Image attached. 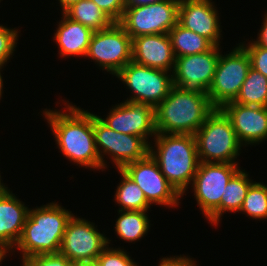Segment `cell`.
<instances>
[{
	"instance_id": "obj_1",
	"label": "cell",
	"mask_w": 267,
	"mask_h": 266,
	"mask_svg": "<svg viewBox=\"0 0 267 266\" xmlns=\"http://www.w3.org/2000/svg\"><path fill=\"white\" fill-rule=\"evenodd\" d=\"M70 104L65 103L68 113L43 110L56 144L62 154L74 164L102 170L93 130V113Z\"/></svg>"
},
{
	"instance_id": "obj_2",
	"label": "cell",
	"mask_w": 267,
	"mask_h": 266,
	"mask_svg": "<svg viewBox=\"0 0 267 266\" xmlns=\"http://www.w3.org/2000/svg\"><path fill=\"white\" fill-rule=\"evenodd\" d=\"M214 109L207 94L174 85L155 108L156 132L195 135Z\"/></svg>"
},
{
	"instance_id": "obj_3",
	"label": "cell",
	"mask_w": 267,
	"mask_h": 266,
	"mask_svg": "<svg viewBox=\"0 0 267 266\" xmlns=\"http://www.w3.org/2000/svg\"><path fill=\"white\" fill-rule=\"evenodd\" d=\"M154 142L156 148L150 145V155L157 161L168 182L183 197L200 163L195 136L157 133Z\"/></svg>"
},
{
	"instance_id": "obj_4",
	"label": "cell",
	"mask_w": 267,
	"mask_h": 266,
	"mask_svg": "<svg viewBox=\"0 0 267 266\" xmlns=\"http://www.w3.org/2000/svg\"><path fill=\"white\" fill-rule=\"evenodd\" d=\"M72 215L57 202L29 209L21 237L14 248L22 253V260L37 254L59 252Z\"/></svg>"
},
{
	"instance_id": "obj_5",
	"label": "cell",
	"mask_w": 267,
	"mask_h": 266,
	"mask_svg": "<svg viewBox=\"0 0 267 266\" xmlns=\"http://www.w3.org/2000/svg\"><path fill=\"white\" fill-rule=\"evenodd\" d=\"M200 162L236 163L243 146L224 112L215 108L196 131Z\"/></svg>"
},
{
	"instance_id": "obj_6",
	"label": "cell",
	"mask_w": 267,
	"mask_h": 266,
	"mask_svg": "<svg viewBox=\"0 0 267 266\" xmlns=\"http://www.w3.org/2000/svg\"><path fill=\"white\" fill-rule=\"evenodd\" d=\"M239 163L200 162L192 180L194 197L203 215L215 226L221 218V198Z\"/></svg>"
},
{
	"instance_id": "obj_7",
	"label": "cell",
	"mask_w": 267,
	"mask_h": 266,
	"mask_svg": "<svg viewBox=\"0 0 267 266\" xmlns=\"http://www.w3.org/2000/svg\"><path fill=\"white\" fill-rule=\"evenodd\" d=\"M130 61L115 76L134 93L125 101L156 108L170 93L173 74Z\"/></svg>"
},
{
	"instance_id": "obj_8",
	"label": "cell",
	"mask_w": 267,
	"mask_h": 266,
	"mask_svg": "<svg viewBox=\"0 0 267 266\" xmlns=\"http://www.w3.org/2000/svg\"><path fill=\"white\" fill-rule=\"evenodd\" d=\"M180 0H162L157 3L125 7L118 22L131 37L153 34H168L178 23Z\"/></svg>"
},
{
	"instance_id": "obj_9",
	"label": "cell",
	"mask_w": 267,
	"mask_h": 266,
	"mask_svg": "<svg viewBox=\"0 0 267 266\" xmlns=\"http://www.w3.org/2000/svg\"><path fill=\"white\" fill-rule=\"evenodd\" d=\"M250 67L249 55L241 45L229 54H220L212 84L207 91L214 108H221L237 98Z\"/></svg>"
},
{
	"instance_id": "obj_10",
	"label": "cell",
	"mask_w": 267,
	"mask_h": 266,
	"mask_svg": "<svg viewBox=\"0 0 267 266\" xmlns=\"http://www.w3.org/2000/svg\"><path fill=\"white\" fill-rule=\"evenodd\" d=\"M93 130L102 169L107 168L104 159L106 154L111 156L117 170L149 154L150 145L143 138L116 132L104 124L95 114H93Z\"/></svg>"
},
{
	"instance_id": "obj_11",
	"label": "cell",
	"mask_w": 267,
	"mask_h": 266,
	"mask_svg": "<svg viewBox=\"0 0 267 266\" xmlns=\"http://www.w3.org/2000/svg\"><path fill=\"white\" fill-rule=\"evenodd\" d=\"M85 57L115 76L132 61V38L118 22H114L107 29L94 31Z\"/></svg>"
},
{
	"instance_id": "obj_12",
	"label": "cell",
	"mask_w": 267,
	"mask_h": 266,
	"mask_svg": "<svg viewBox=\"0 0 267 266\" xmlns=\"http://www.w3.org/2000/svg\"><path fill=\"white\" fill-rule=\"evenodd\" d=\"M144 192L147 201L152 205L176 207L182 197L168 182L160 171L157 161L150 153L121 169Z\"/></svg>"
},
{
	"instance_id": "obj_13",
	"label": "cell",
	"mask_w": 267,
	"mask_h": 266,
	"mask_svg": "<svg viewBox=\"0 0 267 266\" xmlns=\"http://www.w3.org/2000/svg\"><path fill=\"white\" fill-rule=\"evenodd\" d=\"M94 225L73 214L66 225L59 252L70 261L97 259L111 240L98 232Z\"/></svg>"
},
{
	"instance_id": "obj_14",
	"label": "cell",
	"mask_w": 267,
	"mask_h": 266,
	"mask_svg": "<svg viewBox=\"0 0 267 266\" xmlns=\"http://www.w3.org/2000/svg\"><path fill=\"white\" fill-rule=\"evenodd\" d=\"M219 46L211 50L189 56L176 57L173 83L185 90L207 94L220 56Z\"/></svg>"
},
{
	"instance_id": "obj_15",
	"label": "cell",
	"mask_w": 267,
	"mask_h": 266,
	"mask_svg": "<svg viewBox=\"0 0 267 266\" xmlns=\"http://www.w3.org/2000/svg\"><path fill=\"white\" fill-rule=\"evenodd\" d=\"M100 120L116 132L135 135L143 138L149 145V136H156L155 108L146 104L124 101L110 110Z\"/></svg>"
},
{
	"instance_id": "obj_16",
	"label": "cell",
	"mask_w": 267,
	"mask_h": 266,
	"mask_svg": "<svg viewBox=\"0 0 267 266\" xmlns=\"http://www.w3.org/2000/svg\"><path fill=\"white\" fill-rule=\"evenodd\" d=\"M220 109L230 120L242 145L259 144L267 139V107L243 105L232 101Z\"/></svg>"
},
{
	"instance_id": "obj_17",
	"label": "cell",
	"mask_w": 267,
	"mask_h": 266,
	"mask_svg": "<svg viewBox=\"0 0 267 266\" xmlns=\"http://www.w3.org/2000/svg\"><path fill=\"white\" fill-rule=\"evenodd\" d=\"M212 0H180L178 23L220 46L221 32L218 10Z\"/></svg>"
},
{
	"instance_id": "obj_18",
	"label": "cell",
	"mask_w": 267,
	"mask_h": 266,
	"mask_svg": "<svg viewBox=\"0 0 267 266\" xmlns=\"http://www.w3.org/2000/svg\"><path fill=\"white\" fill-rule=\"evenodd\" d=\"M175 60L168 34L132 38V61L135 63L173 73Z\"/></svg>"
},
{
	"instance_id": "obj_19",
	"label": "cell",
	"mask_w": 267,
	"mask_h": 266,
	"mask_svg": "<svg viewBox=\"0 0 267 266\" xmlns=\"http://www.w3.org/2000/svg\"><path fill=\"white\" fill-rule=\"evenodd\" d=\"M28 210L8 187L0 194V248L7 253L21 237Z\"/></svg>"
},
{
	"instance_id": "obj_20",
	"label": "cell",
	"mask_w": 267,
	"mask_h": 266,
	"mask_svg": "<svg viewBox=\"0 0 267 266\" xmlns=\"http://www.w3.org/2000/svg\"><path fill=\"white\" fill-rule=\"evenodd\" d=\"M54 39L59 46L61 57L86 56L94 31L83 24L73 21L62 13Z\"/></svg>"
},
{
	"instance_id": "obj_21",
	"label": "cell",
	"mask_w": 267,
	"mask_h": 266,
	"mask_svg": "<svg viewBox=\"0 0 267 266\" xmlns=\"http://www.w3.org/2000/svg\"><path fill=\"white\" fill-rule=\"evenodd\" d=\"M168 35L175 57L207 52L215 46L207 38L182 27L179 23L171 28Z\"/></svg>"
},
{
	"instance_id": "obj_22",
	"label": "cell",
	"mask_w": 267,
	"mask_h": 266,
	"mask_svg": "<svg viewBox=\"0 0 267 266\" xmlns=\"http://www.w3.org/2000/svg\"><path fill=\"white\" fill-rule=\"evenodd\" d=\"M63 13L71 20L79 22L93 31L107 29L114 23L92 0H80Z\"/></svg>"
},
{
	"instance_id": "obj_23",
	"label": "cell",
	"mask_w": 267,
	"mask_h": 266,
	"mask_svg": "<svg viewBox=\"0 0 267 266\" xmlns=\"http://www.w3.org/2000/svg\"><path fill=\"white\" fill-rule=\"evenodd\" d=\"M147 211L118 210L120 216L115 225V232L126 242L140 240L150 229Z\"/></svg>"
},
{
	"instance_id": "obj_24",
	"label": "cell",
	"mask_w": 267,
	"mask_h": 266,
	"mask_svg": "<svg viewBox=\"0 0 267 266\" xmlns=\"http://www.w3.org/2000/svg\"><path fill=\"white\" fill-rule=\"evenodd\" d=\"M234 102L267 107V77L250 67Z\"/></svg>"
},
{
	"instance_id": "obj_25",
	"label": "cell",
	"mask_w": 267,
	"mask_h": 266,
	"mask_svg": "<svg viewBox=\"0 0 267 266\" xmlns=\"http://www.w3.org/2000/svg\"><path fill=\"white\" fill-rule=\"evenodd\" d=\"M118 172L122 179L117 186L114 200L121 207L119 210L147 211L151 204L142 189L121 169H118Z\"/></svg>"
},
{
	"instance_id": "obj_26",
	"label": "cell",
	"mask_w": 267,
	"mask_h": 266,
	"mask_svg": "<svg viewBox=\"0 0 267 266\" xmlns=\"http://www.w3.org/2000/svg\"><path fill=\"white\" fill-rule=\"evenodd\" d=\"M244 170H239L228 182L221 198V217L225 212H239L249 187L254 183Z\"/></svg>"
},
{
	"instance_id": "obj_27",
	"label": "cell",
	"mask_w": 267,
	"mask_h": 266,
	"mask_svg": "<svg viewBox=\"0 0 267 266\" xmlns=\"http://www.w3.org/2000/svg\"><path fill=\"white\" fill-rule=\"evenodd\" d=\"M253 219H267V185L263 182H254L247 192V195L240 208Z\"/></svg>"
},
{
	"instance_id": "obj_28",
	"label": "cell",
	"mask_w": 267,
	"mask_h": 266,
	"mask_svg": "<svg viewBox=\"0 0 267 266\" xmlns=\"http://www.w3.org/2000/svg\"><path fill=\"white\" fill-rule=\"evenodd\" d=\"M120 248H110L109 245L97 257V266H138L136 262Z\"/></svg>"
},
{
	"instance_id": "obj_29",
	"label": "cell",
	"mask_w": 267,
	"mask_h": 266,
	"mask_svg": "<svg viewBox=\"0 0 267 266\" xmlns=\"http://www.w3.org/2000/svg\"><path fill=\"white\" fill-rule=\"evenodd\" d=\"M18 29H9L0 25V65H5L12 57L18 40Z\"/></svg>"
},
{
	"instance_id": "obj_30",
	"label": "cell",
	"mask_w": 267,
	"mask_h": 266,
	"mask_svg": "<svg viewBox=\"0 0 267 266\" xmlns=\"http://www.w3.org/2000/svg\"><path fill=\"white\" fill-rule=\"evenodd\" d=\"M70 263L60 252L37 254L22 260V266H70Z\"/></svg>"
},
{
	"instance_id": "obj_31",
	"label": "cell",
	"mask_w": 267,
	"mask_h": 266,
	"mask_svg": "<svg viewBox=\"0 0 267 266\" xmlns=\"http://www.w3.org/2000/svg\"><path fill=\"white\" fill-rule=\"evenodd\" d=\"M247 52L250 58L251 68L259 71L267 77V48L257 46L253 40L248 42L247 45L240 44Z\"/></svg>"
},
{
	"instance_id": "obj_32",
	"label": "cell",
	"mask_w": 267,
	"mask_h": 266,
	"mask_svg": "<svg viewBox=\"0 0 267 266\" xmlns=\"http://www.w3.org/2000/svg\"><path fill=\"white\" fill-rule=\"evenodd\" d=\"M114 22L122 19L125 9V0H92Z\"/></svg>"
},
{
	"instance_id": "obj_33",
	"label": "cell",
	"mask_w": 267,
	"mask_h": 266,
	"mask_svg": "<svg viewBox=\"0 0 267 266\" xmlns=\"http://www.w3.org/2000/svg\"><path fill=\"white\" fill-rule=\"evenodd\" d=\"M158 266H197L196 261L192 260V258H188V256H174V257H165L160 260Z\"/></svg>"
},
{
	"instance_id": "obj_34",
	"label": "cell",
	"mask_w": 267,
	"mask_h": 266,
	"mask_svg": "<svg viewBox=\"0 0 267 266\" xmlns=\"http://www.w3.org/2000/svg\"><path fill=\"white\" fill-rule=\"evenodd\" d=\"M260 27V33H258V39L253 41L257 46L267 48V13L264 15V20Z\"/></svg>"
},
{
	"instance_id": "obj_35",
	"label": "cell",
	"mask_w": 267,
	"mask_h": 266,
	"mask_svg": "<svg viewBox=\"0 0 267 266\" xmlns=\"http://www.w3.org/2000/svg\"><path fill=\"white\" fill-rule=\"evenodd\" d=\"M160 1L162 0H125V7L149 5Z\"/></svg>"
},
{
	"instance_id": "obj_36",
	"label": "cell",
	"mask_w": 267,
	"mask_h": 266,
	"mask_svg": "<svg viewBox=\"0 0 267 266\" xmlns=\"http://www.w3.org/2000/svg\"><path fill=\"white\" fill-rule=\"evenodd\" d=\"M70 266H97V259L92 261H71Z\"/></svg>"
},
{
	"instance_id": "obj_37",
	"label": "cell",
	"mask_w": 267,
	"mask_h": 266,
	"mask_svg": "<svg viewBox=\"0 0 267 266\" xmlns=\"http://www.w3.org/2000/svg\"><path fill=\"white\" fill-rule=\"evenodd\" d=\"M61 7H62V13L70 7L72 4L77 3L80 0H58Z\"/></svg>"
},
{
	"instance_id": "obj_38",
	"label": "cell",
	"mask_w": 267,
	"mask_h": 266,
	"mask_svg": "<svg viewBox=\"0 0 267 266\" xmlns=\"http://www.w3.org/2000/svg\"><path fill=\"white\" fill-rule=\"evenodd\" d=\"M3 68V65H0V99L2 97V91H3V79H2V75H1V69Z\"/></svg>"
},
{
	"instance_id": "obj_39",
	"label": "cell",
	"mask_w": 267,
	"mask_h": 266,
	"mask_svg": "<svg viewBox=\"0 0 267 266\" xmlns=\"http://www.w3.org/2000/svg\"><path fill=\"white\" fill-rule=\"evenodd\" d=\"M6 251L2 248H0V263L2 264V261L4 260V258L6 257Z\"/></svg>"
},
{
	"instance_id": "obj_40",
	"label": "cell",
	"mask_w": 267,
	"mask_h": 266,
	"mask_svg": "<svg viewBox=\"0 0 267 266\" xmlns=\"http://www.w3.org/2000/svg\"><path fill=\"white\" fill-rule=\"evenodd\" d=\"M1 175H0V194L7 188L3 183H1Z\"/></svg>"
}]
</instances>
